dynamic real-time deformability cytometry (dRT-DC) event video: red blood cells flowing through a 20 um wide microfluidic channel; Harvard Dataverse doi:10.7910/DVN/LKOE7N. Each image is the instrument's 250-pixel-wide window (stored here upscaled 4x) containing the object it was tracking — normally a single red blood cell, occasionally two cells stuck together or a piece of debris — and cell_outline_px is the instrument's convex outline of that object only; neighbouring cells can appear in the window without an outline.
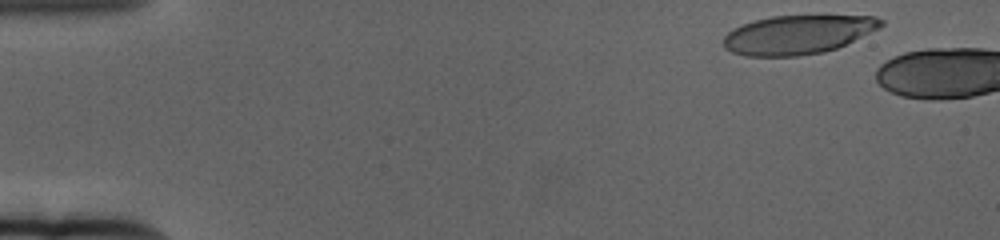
{"species": "human", "species_latin": "Homo sapiens", "temperature_condition": "cold", "stored_images_in_passage": 7, "camera_frame_rate_fps": 3000, "um_per_image_px": 0.085, "donor": {"sex": "female"}, "frame": {"image": 1, "passage_image": 2, "time_ms": 0.333, "image_size_px": [1000, 240], "cell_outline_px": [[884, 24], [880, 28], [836, 48], [824, 52], [796, 56], [744, 56], [732, 52], [724, 48], [724, 36], [732, 28], [756, 20], [772, 16], [872, 16], [884, 20]], "centroid_in_image_um": [67.8, 2.95], "position_along_channel_um": 17.2, "area_um2": 35.49}}